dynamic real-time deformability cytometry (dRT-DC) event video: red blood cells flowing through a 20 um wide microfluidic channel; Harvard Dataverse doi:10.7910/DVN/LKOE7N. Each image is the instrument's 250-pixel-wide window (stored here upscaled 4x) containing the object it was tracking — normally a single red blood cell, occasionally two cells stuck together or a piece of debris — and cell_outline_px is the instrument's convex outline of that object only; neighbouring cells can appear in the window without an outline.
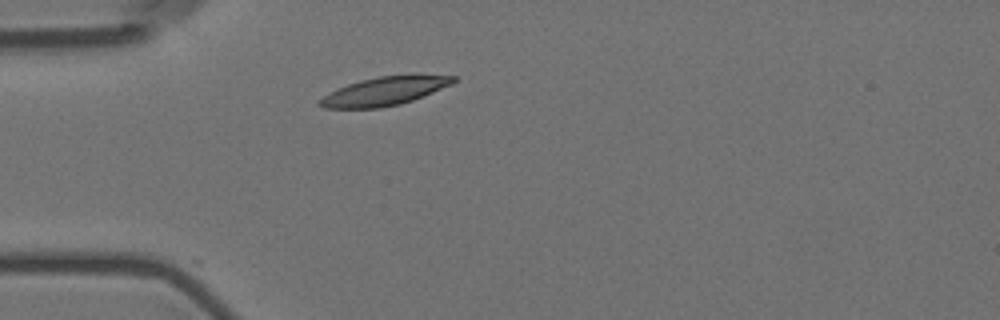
{"species": "Egyptian fruit bat (a non-hibernating species)", "species_latin": "Rousettus aegyptiacus", "temperature_condition": "room temperature", "stored_images_in_passage": 3, "camera_frame_rate_fps": 3000, "um_per_image_px": 0.085, "animal": {"sex": "female"}, "frame": {"image": 1, "passage_image": 2, "time_ms": 0.333, "image_size_px": [1000, 320], "cell_outline_px": [[460, 80], [452, 84], [412, 100], [400, 104], [380, 108], [324, 108], [316, 104], [328, 92], [336, 88], [360, 80], [380, 76], [412, 72], [416, 72], [456, 76]], "centroid_in_image_um": [32.76, 7.7], "position_along_channel_um": 52.2, "area_um2": 22.95}}